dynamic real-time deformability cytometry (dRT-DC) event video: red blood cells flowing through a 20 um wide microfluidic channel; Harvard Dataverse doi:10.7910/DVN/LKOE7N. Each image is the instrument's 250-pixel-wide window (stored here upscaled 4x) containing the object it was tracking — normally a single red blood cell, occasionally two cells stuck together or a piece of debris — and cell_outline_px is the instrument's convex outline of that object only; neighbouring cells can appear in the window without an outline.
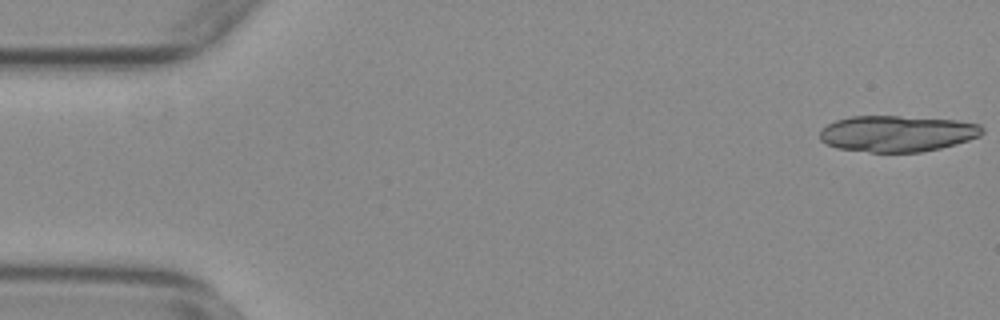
{"species": "common noctule bat (a hibernating species)", "species_latin": "Nyctalus noctula", "temperature_condition": "warm", "stored_images_in_passage": 17, "camera_frame_rate_fps": 3000, "um_per_image_px": 0.085, "animal": {"sex": "female", "body_mass_g": 29.2, "forearm_length_mm": 56.3}, "frame": {"image": 1, "passage_image": 1, "time_ms": 0.0, "image_size_px": [1000, 320], "cell_outline_px": [[984, 132], [980, 136], [968, 140], [940, 148], [920, 152], [868, 152], [836, 148], [820, 140], [820, 128], [836, 120], [852, 116], [900, 116], [956, 120], [980, 124], [984, 128]], "centroid_in_image_um": [76.25, 11.35], "position_along_channel_um": 8.7, "area_um2": 34.33}}